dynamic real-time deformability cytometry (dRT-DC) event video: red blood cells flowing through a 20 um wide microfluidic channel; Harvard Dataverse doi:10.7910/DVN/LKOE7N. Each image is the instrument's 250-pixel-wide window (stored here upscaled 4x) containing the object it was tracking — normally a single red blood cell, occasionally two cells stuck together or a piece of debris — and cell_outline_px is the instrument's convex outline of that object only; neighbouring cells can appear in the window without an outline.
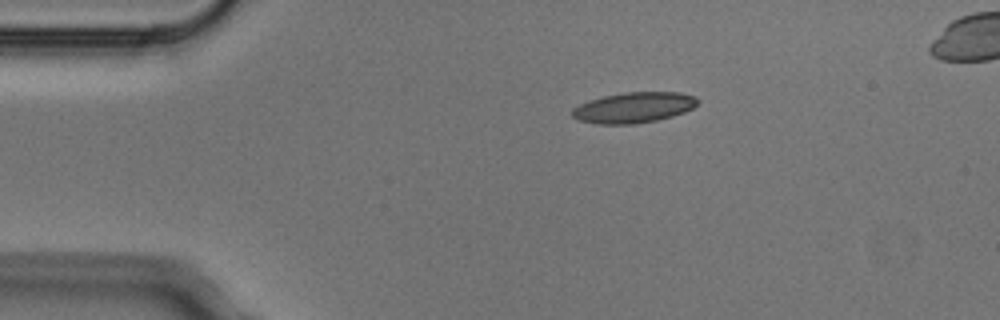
{"species": "Egyptian fruit bat (a non-hibernating species)", "species_latin": "Rousettus aegyptiacus", "temperature_condition": "cold", "stored_images_in_passage": 4, "camera_frame_rate_fps": 3000, "um_per_image_px": 0.085, "animal": {"sex": "male"}, "frame": {"image": 1, "passage_image": 2, "time_ms": 0.333, "image_size_px": [1000, 320], "cell_outline_px": [[700, 100], [692, 108], [684, 112], [672, 116], [656, 120], [636, 124], [596, 124], [576, 120], [572, 116], [572, 108], [588, 100], [604, 96], [624, 92], [680, 92], [696, 96]], "centroid_in_image_um": [53.85, 9.14], "position_along_channel_um": 31.1, "area_um2": 22.54}}